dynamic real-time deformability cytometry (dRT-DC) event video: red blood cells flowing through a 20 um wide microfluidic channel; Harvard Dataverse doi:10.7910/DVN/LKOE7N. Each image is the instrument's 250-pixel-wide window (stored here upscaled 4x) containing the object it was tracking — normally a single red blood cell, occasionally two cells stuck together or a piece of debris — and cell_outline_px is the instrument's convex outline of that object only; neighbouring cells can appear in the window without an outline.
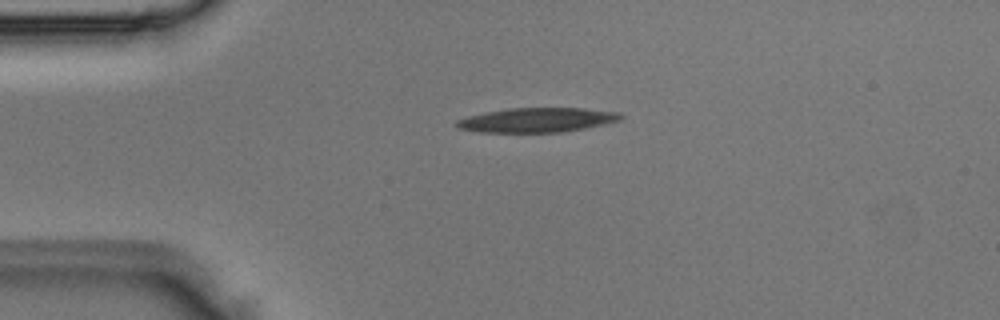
{"species": "Egyptian fruit bat (a non-hibernating species)", "species_latin": "Rousettus aegyptiacus", "temperature_condition": "room temperature", "stored_images_in_passage": 5, "camera_frame_rate_fps": 3000, "um_per_image_px": 0.085, "animal": {"sex": "male"}, "frame": {"image": 1, "passage_image": 3, "time_ms": 0.667, "image_size_px": [1000, 320], "cell_outline_px": [[624, 116], [620, 120], [604, 124], [564, 132], [480, 132], [456, 128], [456, 120], [468, 116], [508, 108], [584, 108], [620, 112]], "centroid_in_image_um": [45.67, 10.2], "position_along_channel_um": 39.3, "area_um2": 23.35}}
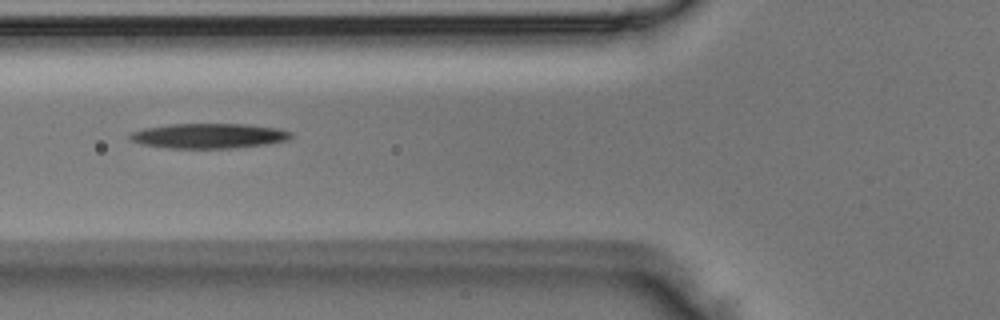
{"frame": {"image": 2, "passage_image": 5, "time_ms": 1.333, "image_size_px": [1000, 320], "cell_outline_px": [[292, 136], [288, 140], [268, 144], [236, 148], [168, 148], [140, 144], [132, 140], [128, 136], [132, 132], [144, 128], [168, 124], [248, 124], [276, 128], [292, 132]], "centroid_in_image_um": [17.76, 11.55], "position_along_channel_um": 108.0, "area_um2": 23.52}}